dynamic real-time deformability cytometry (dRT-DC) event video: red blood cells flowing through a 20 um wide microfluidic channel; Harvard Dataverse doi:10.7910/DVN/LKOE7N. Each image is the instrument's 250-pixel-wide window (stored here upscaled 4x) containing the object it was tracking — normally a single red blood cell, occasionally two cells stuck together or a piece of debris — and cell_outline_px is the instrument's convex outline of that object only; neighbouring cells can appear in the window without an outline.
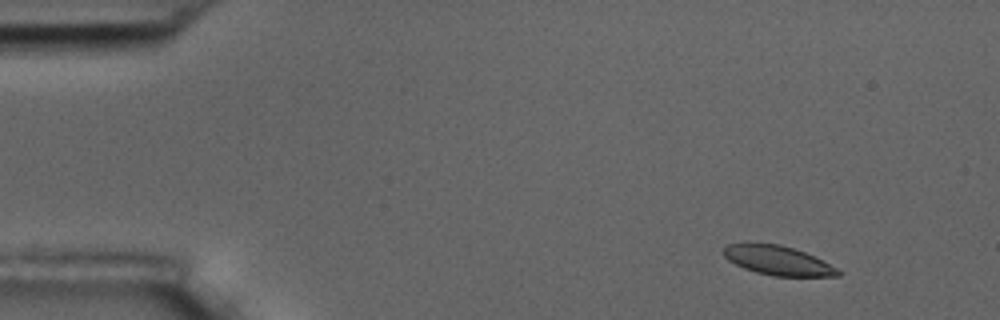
{"species": "common noctule bat (a hibernating species)", "species_latin": "Nyctalus noctula", "temperature_condition": "room temperature", "stored_images_in_passage": 4, "camera_frame_rate_fps": 3000, "um_per_image_px": 0.085, "animal": {"sex": "male", "body_mass_g": 17.5, "forearm_length_mm": 52.3}, "frame": {"image": 1, "passage_image": 1, "time_ms": 0.0, "image_size_px": [1000, 320], "cell_outline_px": [[844, 272], [840, 276], [772, 276], [756, 272], [744, 268], [728, 260], [724, 256], [724, 248], [728, 244], [744, 240], [780, 244], [804, 252]], "centroid_in_image_um": [66.04, 22.1], "position_along_channel_um": 19.0, "area_um2": 19.83}}
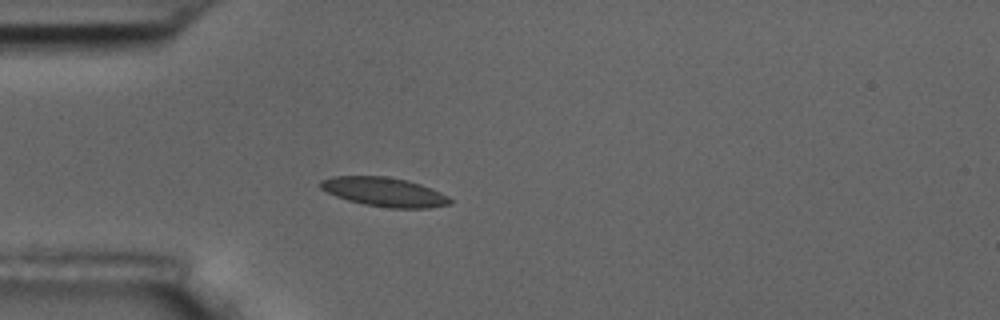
{"frame": {"image": 2, "passage_image": 4, "time_ms": 3.333, "image_size_px": [1000, 320], "cell_outline_px": [[452, 204], [428, 208], [392, 208], [364, 204], [348, 200], [336, 196], [320, 188], [320, 180], [332, 176], [384, 176], [408, 180], [432, 188], [448, 196], [452, 200]], "centroid_in_image_um": [32.68, 16.31], "position_along_channel_um": 52.3, "area_um2": 21.96}}